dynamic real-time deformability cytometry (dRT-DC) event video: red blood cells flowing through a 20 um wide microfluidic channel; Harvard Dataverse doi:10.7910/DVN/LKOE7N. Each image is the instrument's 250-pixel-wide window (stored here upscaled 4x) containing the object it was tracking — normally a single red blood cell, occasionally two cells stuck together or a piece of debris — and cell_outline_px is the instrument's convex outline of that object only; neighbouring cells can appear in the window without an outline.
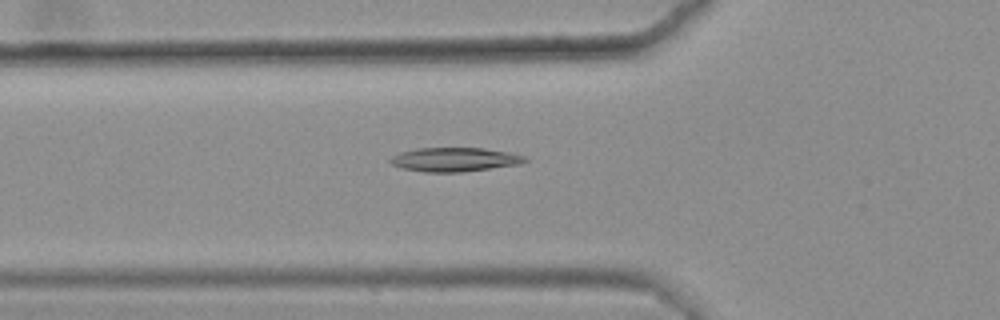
{"species": "common noctule bat (a hibernating species)", "species_latin": "Nyctalus noctula", "temperature_condition": "warm", "stored_images_in_passage": 38, "camera_frame_rate_fps": 3000, "um_per_image_px": 0.085, "animal": {"sex": "female", "body_mass_g": 25.1}, "frame": {"image": 1, "passage_image": 8, "time_ms": 2.333, "image_size_px": [1000, 320], "cell_outline_px": [[528, 160], [520, 164], [464, 172], [424, 172], [404, 168], [392, 164], [388, 160], [392, 156], [400, 152], [416, 148], [484, 148], [508, 152], [524, 156]], "centroid_in_image_um": [38.64, 13.56], "position_along_channel_um": 87.2, "area_um2": 18.79}}
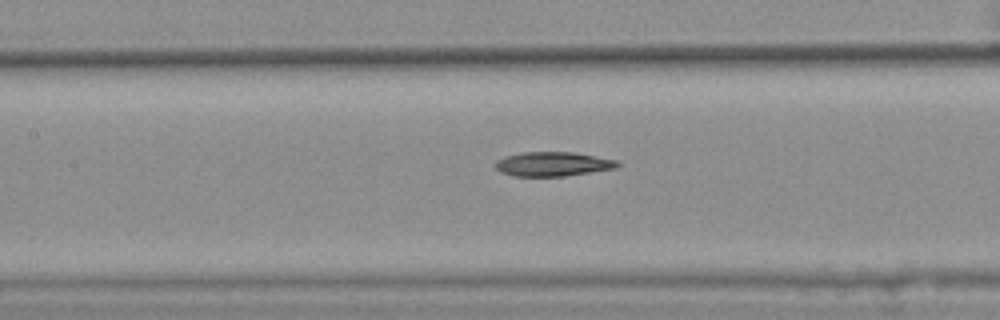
{"frame": {"image": 2, "passage_image": 14, "time_ms": 4.333, "image_size_px": [1000, 320], "cell_outline_px": [[620, 164], [616, 168], [564, 176], [512, 176], [500, 172], [492, 164], [496, 160], [504, 156], [520, 152], [572, 152], [616, 160]], "centroid_in_image_um": [46.91, 13.94], "position_along_channel_um": 160.5, "area_um2": 17.34}}
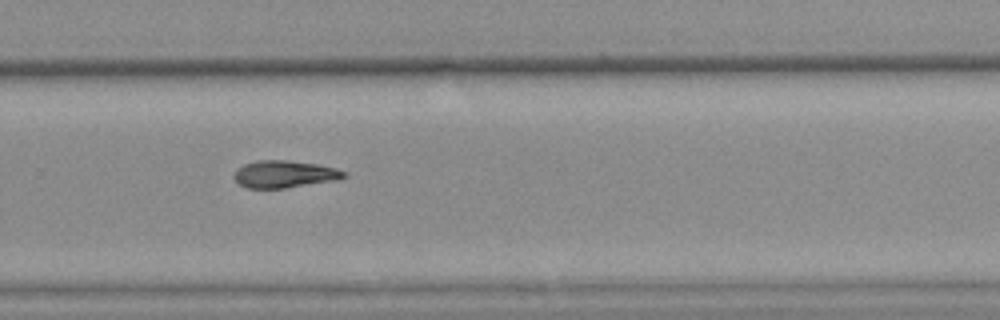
{"frame": {"image": 3, "passage_image": 26, "time_ms": 8.333, "image_size_px": [1000, 320], "cell_outline_px": [[348, 176], [336, 180], [284, 188], [248, 188], [240, 184], [232, 176], [244, 164], [256, 160], [288, 160], [320, 164], [336, 168], [348, 172]], "centroid_in_image_um": [24.23, 14.79], "position_along_channel_um": 305.6, "area_um2": 17.46}}